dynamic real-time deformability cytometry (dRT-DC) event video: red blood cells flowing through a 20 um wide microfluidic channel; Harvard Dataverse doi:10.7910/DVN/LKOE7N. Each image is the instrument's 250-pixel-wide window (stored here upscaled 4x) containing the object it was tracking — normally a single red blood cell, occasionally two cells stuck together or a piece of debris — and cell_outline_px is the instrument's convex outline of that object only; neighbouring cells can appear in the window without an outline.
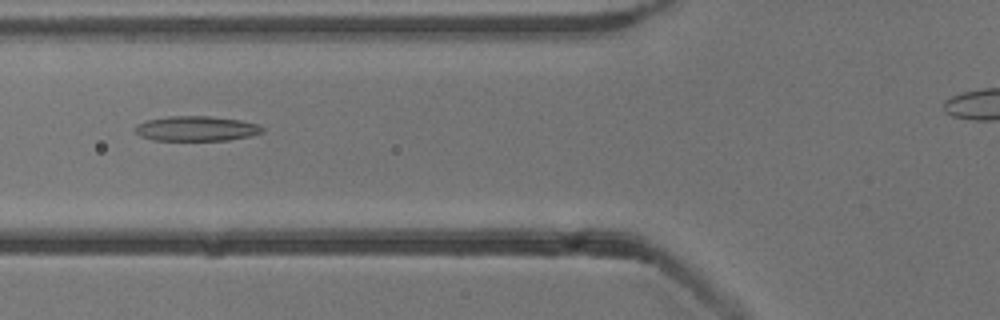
{"species": "common noctule bat (a hibernating species)", "species_latin": "Nyctalus noctula", "temperature_condition": "cold", "stored_images_in_passage": 49, "camera_frame_rate_fps": 3000, "um_per_image_px": 0.085, "animal": {"sex": "male", "body_mass_g": 13.3}, "frame": {"image": 1, "passage_image": 21, "time_ms": 6.667, "image_size_px": [1000, 320], "cell_outline_px": [[264, 132], [252, 136], [228, 140], [152, 140], [140, 136], [136, 132], [136, 124], [144, 120], [168, 116], [212, 116], [240, 120], [260, 124], [264, 128]], "centroid_in_image_um": [16.72, 10.92], "position_along_channel_um": 109.1, "area_um2": 18.73}}
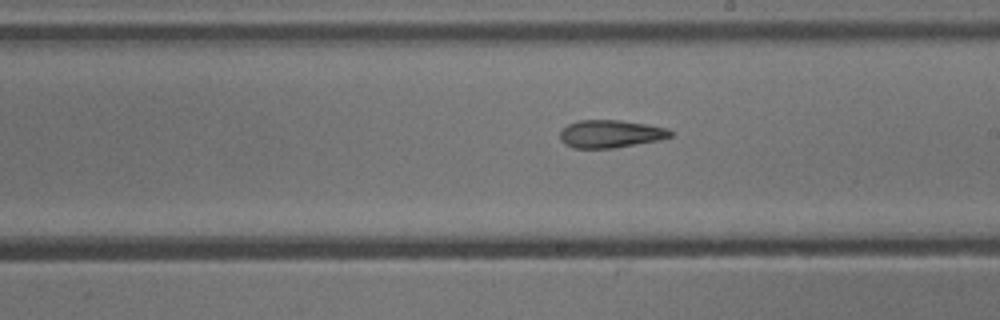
{"frame": {"image": 2, "passage_image": 31, "time_ms": 10.0, "image_size_px": [1000, 320], "cell_outline_px": [[672, 136], [660, 140], [616, 148], [572, 148], [564, 144], [560, 140], [560, 132], [568, 124], [580, 120], [620, 120], [648, 124], [668, 128], [672, 132]], "centroid_in_image_um": [51.91, 11.38], "position_along_channel_um": 237.1, "area_um2": 18.03}}
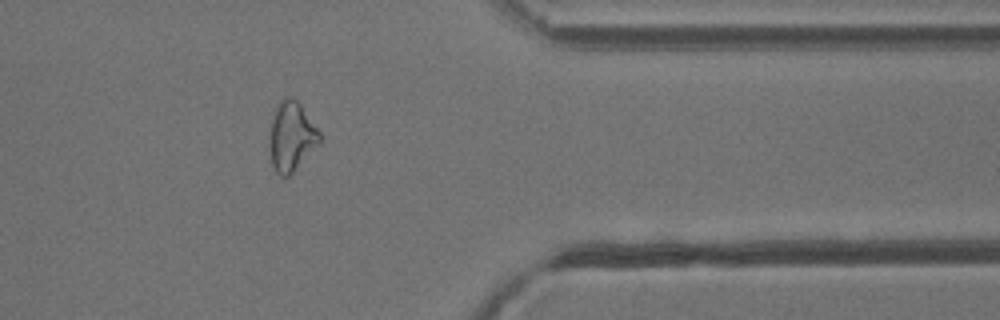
{"frame": {"image": 3, "passage_image": 44, "time_ms": 14.333, "image_size_px": [1000, 320], "cell_outline_px": [[320, 144], [288, 176], [280, 176], [276, 172], [272, 164], [268, 148], [268, 132], [272, 112], [276, 104], [284, 96], [292, 96], [300, 104], [320, 132]], "centroid_in_image_um": [24.72, 11.56], "position_along_channel_um": 386.7, "area_um2": 20.75}, "authors_computed_cell_mechanics": {"area_um2": 19.7676, "velocity_mm_per_s": 3.8153, "shape_relaxation_time_tau1_ms": null, "shape_relaxation_time_tau2_ms": 5.4269, "deformation_change_tau1": null, "deformation_change_tau2": 0.1676}}